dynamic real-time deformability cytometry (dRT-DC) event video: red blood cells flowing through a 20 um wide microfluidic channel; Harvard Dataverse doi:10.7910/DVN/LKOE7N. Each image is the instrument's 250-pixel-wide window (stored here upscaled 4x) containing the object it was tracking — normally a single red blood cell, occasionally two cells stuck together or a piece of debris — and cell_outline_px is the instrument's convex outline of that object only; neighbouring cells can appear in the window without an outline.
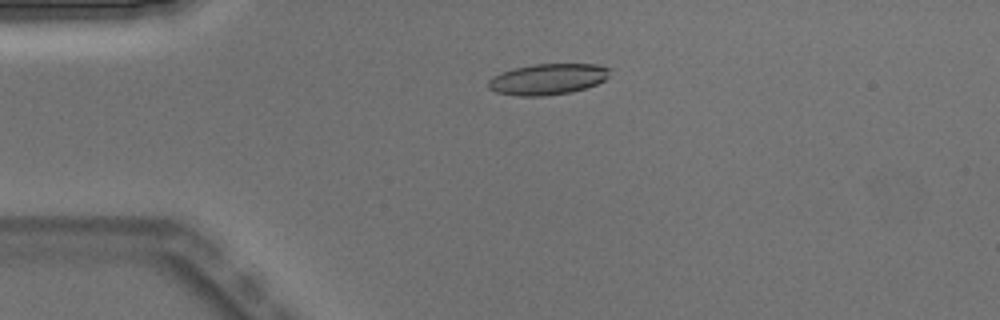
{"species": "Egyptian fruit bat (a non-hibernating species)", "species_latin": "Rousettus aegyptiacus", "temperature_condition": "warm", "stored_images_in_passage": 4, "camera_frame_rate_fps": 3000, "um_per_image_px": 0.085, "animal": {"sex": "male"}, "frame": {"image": 1, "passage_image": 1, "time_ms": 0.0, "image_size_px": [1000, 320], "cell_outline_px": [[612, 68], [608, 76], [604, 80], [596, 84], [572, 92], [544, 96], [520, 96], [496, 92], [488, 88], [488, 80], [504, 72], [516, 68], [532, 64], [596, 64]], "centroid_in_image_um": [46.6, 6.73], "position_along_channel_um": 38.4, "area_um2": 21.79}}